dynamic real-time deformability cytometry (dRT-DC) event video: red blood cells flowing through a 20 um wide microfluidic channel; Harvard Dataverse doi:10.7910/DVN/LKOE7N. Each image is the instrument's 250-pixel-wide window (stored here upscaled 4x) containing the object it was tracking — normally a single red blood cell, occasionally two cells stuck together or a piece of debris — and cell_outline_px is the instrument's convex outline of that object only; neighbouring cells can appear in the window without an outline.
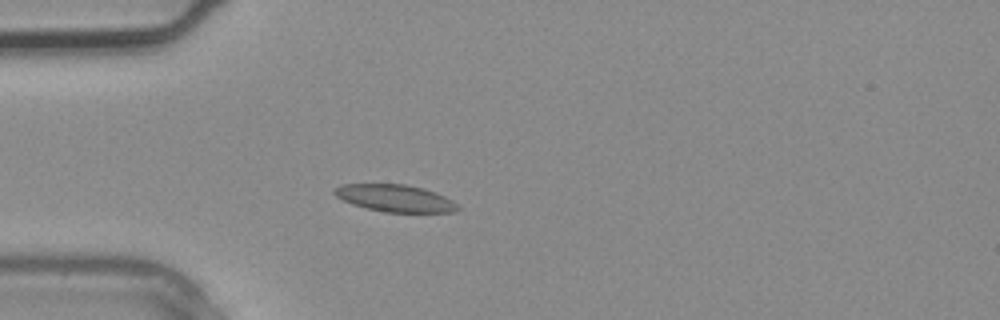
{"species": "common noctule bat (a hibernating species)", "species_latin": "Nyctalus noctula", "temperature_condition": "warm", "stored_images_in_passage": 3, "camera_frame_rate_fps": 3000, "um_per_image_px": 0.085, "animal": {"sex": "male", "body_mass_g": 20.4}, "frame": {"image": 1, "passage_image": 3, "time_ms": 0.667, "image_size_px": [1000, 320], "cell_outline_px": [[460, 208], [456, 212], [384, 212], [352, 204], [336, 196], [332, 192], [340, 184], [404, 184], [424, 188], [436, 192], [452, 200]], "centroid_in_image_um": [33.6, 16.84], "position_along_channel_um": 51.4, "area_um2": 19.42}}